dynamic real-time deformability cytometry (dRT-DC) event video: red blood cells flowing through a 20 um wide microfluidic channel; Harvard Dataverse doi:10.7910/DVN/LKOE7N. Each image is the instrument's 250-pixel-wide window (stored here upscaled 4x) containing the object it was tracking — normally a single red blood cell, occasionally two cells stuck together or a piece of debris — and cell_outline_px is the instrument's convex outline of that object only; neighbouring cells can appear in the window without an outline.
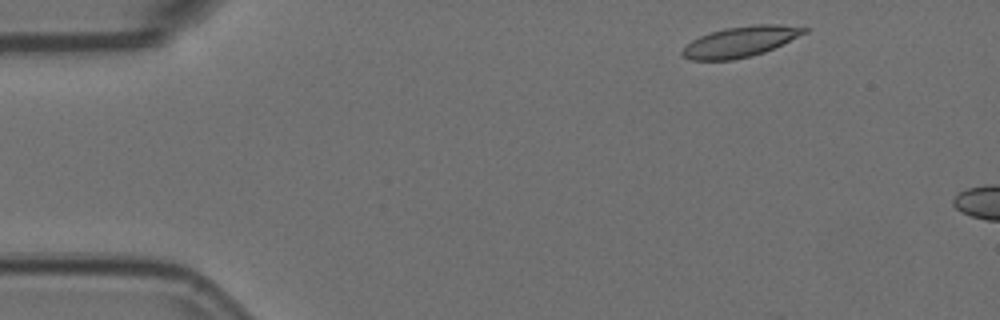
{"species": "Egyptian fruit bat (a non-hibernating species)", "species_latin": "Rousettus aegyptiacus", "temperature_condition": "room temperature", "stored_images_in_passage": 3, "camera_frame_rate_fps": 3000, "um_per_image_px": 0.085, "animal": {"sex": "female"}, "frame": {"image": 1, "passage_image": 1, "time_ms": 0.0, "image_size_px": [1000, 320], "cell_outline_px": [[808, 32], [764, 52], [752, 56], [732, 60], [688, 60], [680, 52], [692, 40], [700, 36], [724, 28], [756, 24], [780, 24], [808, 28]], "centroid_in_image_um": [62.93, 3.54], "position_along_channel_um": 22.1, "area_um2": 21.56}}